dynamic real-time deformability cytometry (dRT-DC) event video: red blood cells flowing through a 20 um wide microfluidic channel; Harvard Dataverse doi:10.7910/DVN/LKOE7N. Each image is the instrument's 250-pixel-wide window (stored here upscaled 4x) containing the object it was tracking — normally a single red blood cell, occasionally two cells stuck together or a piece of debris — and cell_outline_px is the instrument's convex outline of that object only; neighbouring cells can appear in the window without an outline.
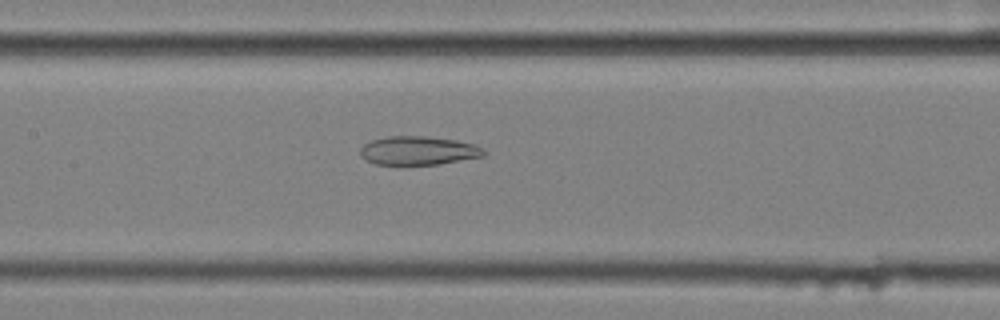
{"species": "common noctule bat (a hibernating species)", "species_latin": "Nyctalus noctula", "temperature_condition": "cold", "stored_images_in_passage": 54, "camera_frame_rate_fps": 3000, "um_per_image_px": 0.085, "animal": {"sex": "female", "body_mass_g": 25.1}, "frame": {"image": 1, "passage_image": 24, "time_ms": 7.667, "image_size_px": [1000, 320], "cell_outline_px": [[484, 156], [440, 164], [376, 164], [364, 160], [360, 156], [360, 148], [364, 144], [372, 140], [388, 136], [424, 136], [456, 140], [476, 144], [484, 148]], "centroid_in_image_um": [35.55, 12.8], "position_along_channel_um": 171.8, "area_um2": 20.69}}
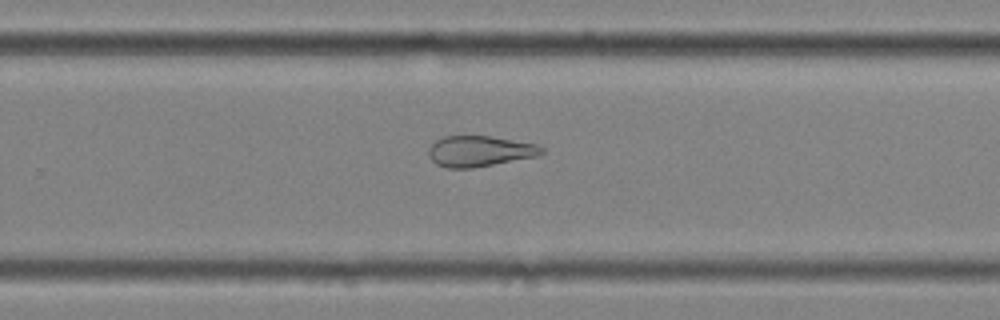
{"frame": {"image": 2, "passage_image": 34, "time_ms": 11.0, "image_size_px": [1000, 320], "cell_outline_px": [[544, 152], [540, 156], [472, 168], [448, 168], [436, 164], [428, 156], [428, 148], [436, 140], [444, 136], [488, 136], [536, 144], [544, 148]], "centroid_in_image_um": [40.77, 12.86], "position_along_channel_um": 289.0, "area_um2": 20.29}}
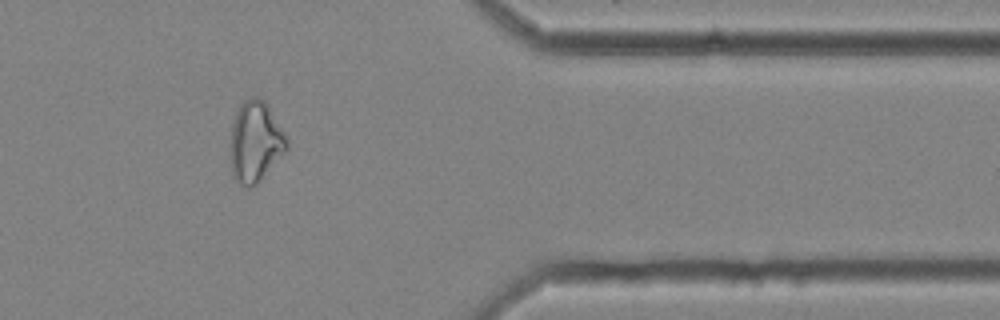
{"frame": {"image": 3, "passage_image": 44, "time_ms": 14.333, "image_size_px": [1000, 320], "cell_outline_px": [[288, 148], [260, 180], [256, 184], [248, 188], [240, 184], [232, 176], [232, 124], [236, 112], [240, 104], [244, 100], [252, 96], [260, 96], [268, 104], [284, 132], [288, 140]], "centroid_in_image_um": [21.73, 12.01], "position_along_channel_um": 389.7, "area_um2": 26.3}, "authors_computed_cell_mechanics": {"area_um2": 26.6747, "velocity_mm_per_s": 3.5198, "shape_relaxation_time_tau1_ms": null, "shape_relaxation_time_tau2_ms": 4.3256, "deformation_change_tau1": null, "deformation_change_tau2": 0.1441}}